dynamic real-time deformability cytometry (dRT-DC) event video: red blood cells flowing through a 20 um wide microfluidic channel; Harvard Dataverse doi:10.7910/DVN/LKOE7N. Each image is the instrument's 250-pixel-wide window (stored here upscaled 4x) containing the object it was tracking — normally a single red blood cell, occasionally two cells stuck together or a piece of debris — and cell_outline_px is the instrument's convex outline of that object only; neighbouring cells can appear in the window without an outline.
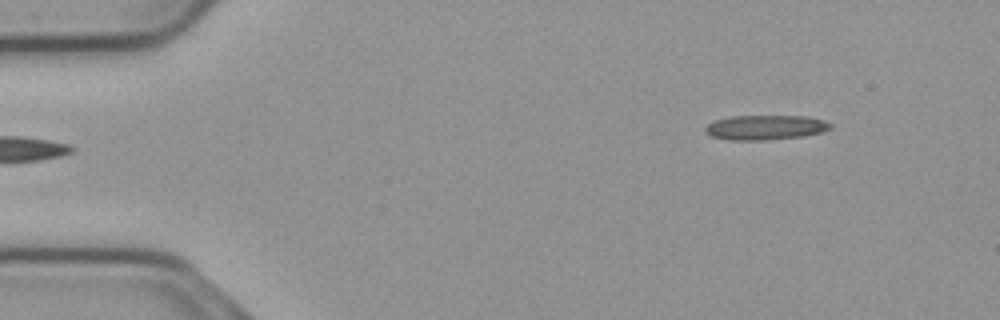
{"species": "common noctule bat (a hibernating species)", "species_latin": "Nyctalus noctula", "temperature_condition": "cold", "stored_images_in_passage": 49, "camera_frame_rate_fps": 3000, "um_per_image_px": 0.085, "animal": {"sex": "male", "body_mass_g": 23.1, "forearm_length_mm": 52.7}, "frame": {"image": 1, "passage_image": 1, "time_ms": 0.0, "image_size_px": [1000, 320], "cell_outline_px": [[832, 128], [820, 132], [804, 136], [764, 140], [728, 140], [712, 136], [704, 132], [704, 128], [708, 124], [716, 120], [728, 116], [808, 116], [824, 120], [832, 124]], "centroid_in_image_um": [65.05, 10.83], "position_along_channel_um": 20.0, "area_um2": 18.09}}
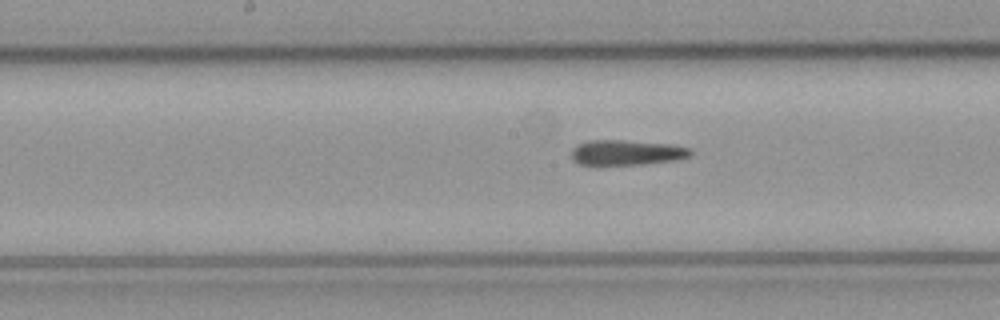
{"frame": {"image": 2, "passage_image": 22, "time_ms": 7.0, "image_size_px": [1000, 320], "cell_outline_px": [[692, 156], [672, 160], [644, 164], [580, 164], [572, 160], [572, 148], [588, 140], [624, 140], [672, 144], [692, 148]], "centroid_in_image_um": [53.3, 12.95], "position_along_channel_um": 194.9, "area_um2": 17.4}}
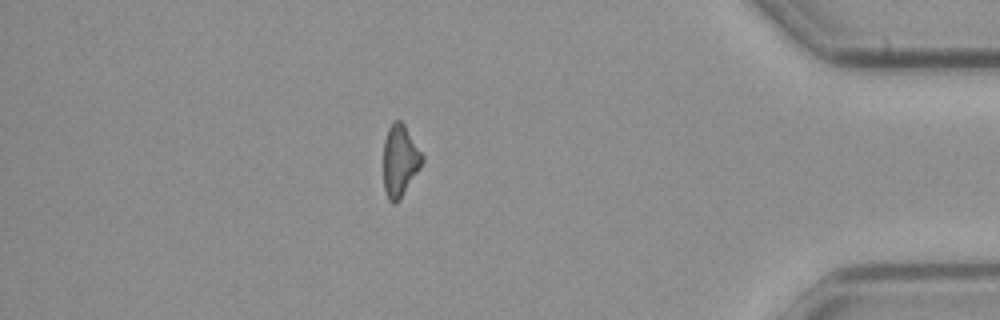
{"frame": {"image": 3, "passage_image": 42, "time_ms": 13.667, "image_size_px": [1000, 320], "cell_outline_px": [[424, 160], [420, 168], [400, 200], [396, 204], [392, 204], [388, 200], [384, 188], [384, 140], [388, 128], [392, 120], [400, 120], [404, 124], [424, 156]], "centroid_in_image_um": [33.99, 13.67], "position_along_channel_um": 401.2, "area_um2": 16.36}, "authors_computed_cell_mechanics": {"area_um2": 17.4556, "velocity_mm_per_s": 3.7393, "shape_relaxation_time_tau1_ms": null, "shape_relaxation_time_tau2_ms": 10.6364, "deformation_change_tau1": null, "deformation_change_tau2": 0.233}}